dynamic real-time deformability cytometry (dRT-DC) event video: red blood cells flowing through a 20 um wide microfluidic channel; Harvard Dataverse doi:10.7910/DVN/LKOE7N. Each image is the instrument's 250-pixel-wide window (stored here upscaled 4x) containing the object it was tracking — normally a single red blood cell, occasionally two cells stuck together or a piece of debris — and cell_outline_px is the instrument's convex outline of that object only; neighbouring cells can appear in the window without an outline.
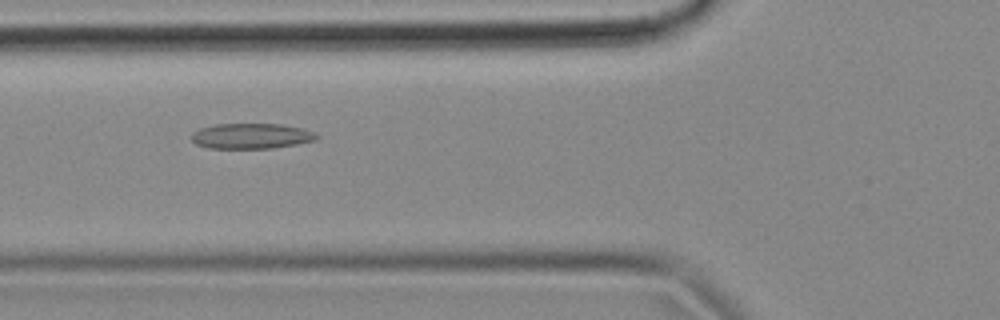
{"species": "common noctule bat (a hibernating species)", "species_latin": "Nyctalus noctula", "temperature_condition": "cold", "stored_images_in_passage": 54, "camera_frame_rate_fps": 3000, "um_per_image_px": 0.085, "animal": {"sex": "female", "body_mass_g": 18.4}, "frame": {"image": 1, "passage_image": 20, "time_ms": 6.333, "image_size_px": [1000, 320], "cell_outline_px": [[320, 136], [316, 140], [296, 144], [272, 148], [208, 148], [196, 144], [188, 136], [192, 132], [200, 128], [216, 124], [280, 124], [300, 128], [316, 132]], "centroid_in_image_um": [21.33, 11.56], "position_along_channel_um": 104.5, "area_um2": 18.61}}
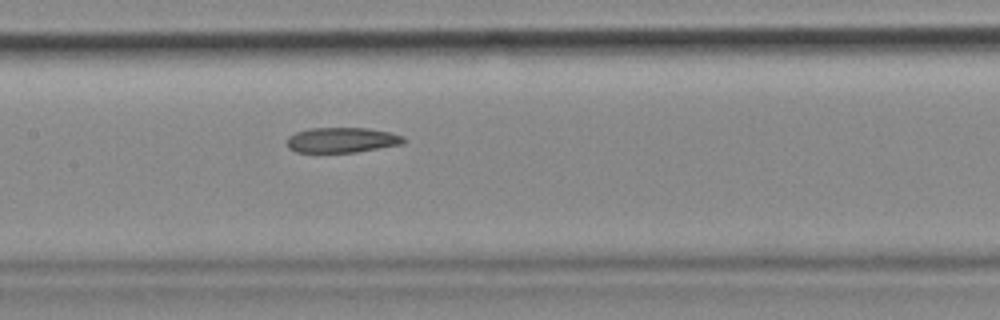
{"frame": {"image": 2, "passage_image": 26, "time_ms": 8.333, "image_size_px": [1000, 320], "cell_outline_px": [[408, 140], [404, 144], [356, 152], [296, 152], [288, 148], [288, 136], [296, 132], [308, 128], [368, 128], [392, 132], [404, 136]], "centroid_in_image_um": [29.12, 11.9], "position_along_channel_um": 178.3, "area_um2": 17.34}}
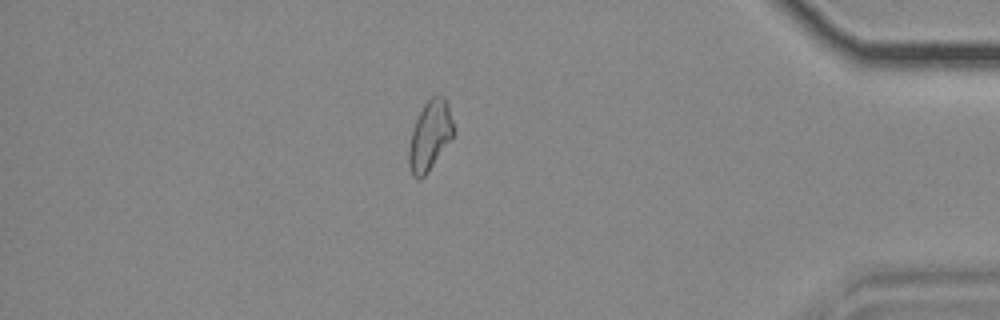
{"frame": {"image": 3, "passage_image": 47, "time_ms": 15.333, "image_size_px": [1000, 320], "cell_outline_px": [[456, 132], [452, 140], [428, 172], [420, 180], [412, 176], [408, 164], [408, 152], [412, 128], [424, 104], [436, 92], [444, 96], [448, 100], [456, 128]], "centroid_in_image_um": [36.59, 11.49], "position_along_channel_um": 398.6, "area_um2": 18.9}, "authors_computed_cell_mechanics": {"area_um2": 18.785, "velocity_mm_per_s": 3.6903, "shape_relaxation_time_tau1_ms": null, "shape_relaxation_time_tau2_ms": 5.8149, "deformation_change_tau1": null, "deformation_change_tau2": 0.1426}}